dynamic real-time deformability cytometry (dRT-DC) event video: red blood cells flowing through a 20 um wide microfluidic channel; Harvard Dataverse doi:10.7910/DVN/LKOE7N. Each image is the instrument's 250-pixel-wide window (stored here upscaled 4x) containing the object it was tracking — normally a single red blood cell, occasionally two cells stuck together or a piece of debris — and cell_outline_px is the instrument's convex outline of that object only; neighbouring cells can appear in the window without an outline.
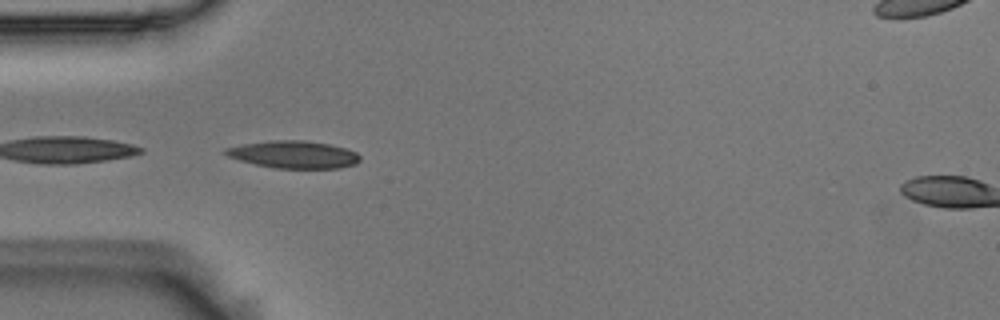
{"species": "Egyptian fruit bat (a non-hibernating species)", "species_latin": "Rousettus aegyptiacus", "temperature_condition": "room temperature", "stored_images_in_passage": 7, "camera_frame_rate_fps": 3000, "um_per_image_px": 0.085, "animal": {"sex": "male"}, "frame": {"image": 1, "passage_image": 5, "time_ms": 1.333, "image_size_px": [1000, 320], "cell_outline_px": [[360, 160], [356, 164], [340, 168], [276, 168], [256, 164], [240, 160], [228, 156], [220, 152], [224, 148], [244, 144], [272, 140], [304, 140], [328, 144], [344, 148], [356, 152], [360, 156]], "centroid_in_image_um": [24.95, 13.13], "position_along_channel_um": 60.1, "area_um2": 21.39}}
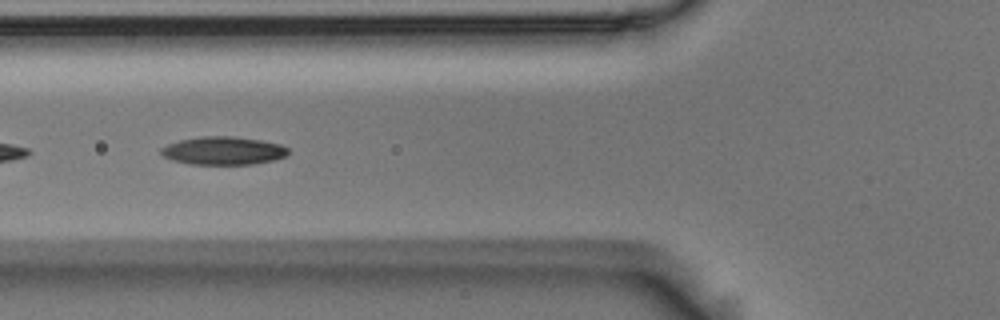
{"frame": {"image": 2, "passage_image": 6, "time_ms": 1.667, "image_size_px": [1000, 320], "cell_outline_px": [[288, 152], [284, 156], [272, 160], [252, 164], [188, 164], [172, 160], [164, 156], [160, 152], [160, 148], [168, 144], [180, 140], [204, 136], [232, 136], [260, 140], [280, 144], [288, 148]], "centroid_in_image_um": [18.95, 12.81], "position_along_channel_um": 106.9, "area_um2": 20.63}}
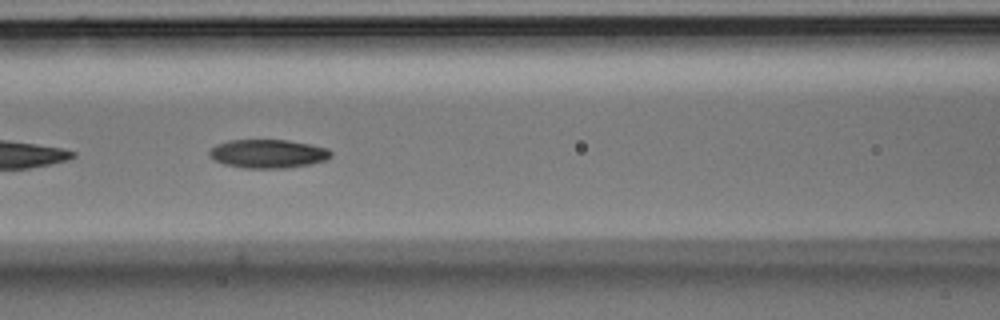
{"frame": {"image": 3, "passage_image": 7, "time_ms": 2.0, "image_size_px": [1000, 320], "cell_outline_px": [[332, 156], [324, 160], [308, 164], [284, 168], [244, 168], [224, 164], [212, 160], [208, 156], [208, 152], [216, 144], [228, 140], [288, 140], [312, 144], [328, 148], [332, 152]], "centroid_in_image_um": [22.75, 13.06], "position_along_channel_um": 143.9, "area_um2": 20.4}}